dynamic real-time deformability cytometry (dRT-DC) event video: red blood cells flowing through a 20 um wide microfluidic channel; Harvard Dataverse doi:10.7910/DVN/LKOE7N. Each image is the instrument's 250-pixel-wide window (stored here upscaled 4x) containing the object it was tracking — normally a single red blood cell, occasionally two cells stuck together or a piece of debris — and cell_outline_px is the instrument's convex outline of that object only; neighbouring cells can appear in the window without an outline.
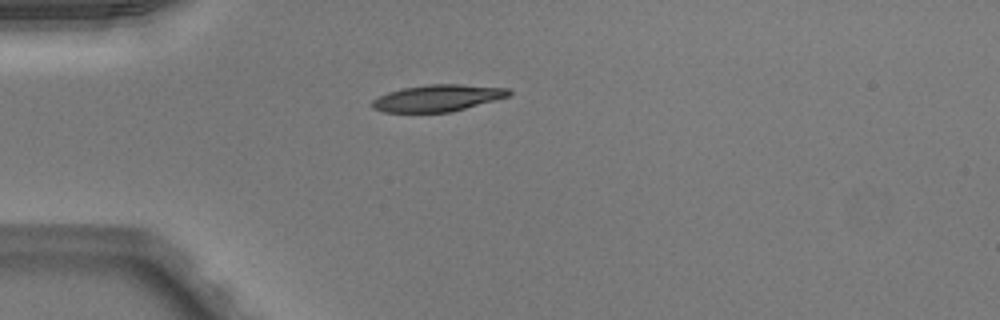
{"species": "Egyptian fruit bat (a non-hibernating species)", "species_latin": "Rousettus aegyptiacus", "temperature_condition": "warm", "stored_images_in_passage": 37, "camera_frame_rate_fps": 3000, "um_per_image_px": 0.085, "animal": {"sex": "male"}, "frame": {"image": 1, "passage_image": 1, "time_ms": 0.0, "image_size_px": [1000, 320], "cell_outline_px": [[512, 92], [508, 96], [496, 100], [452, 112], [384, 112], [372, 108], [372, 100], [388, 92], [404, 88], [428, 84], [460, 84], [508, 88]], "centroid_in_image_um": [37.22, 8.33], "position_along_channel_um": 47.8, "area_um2": 21.21}}
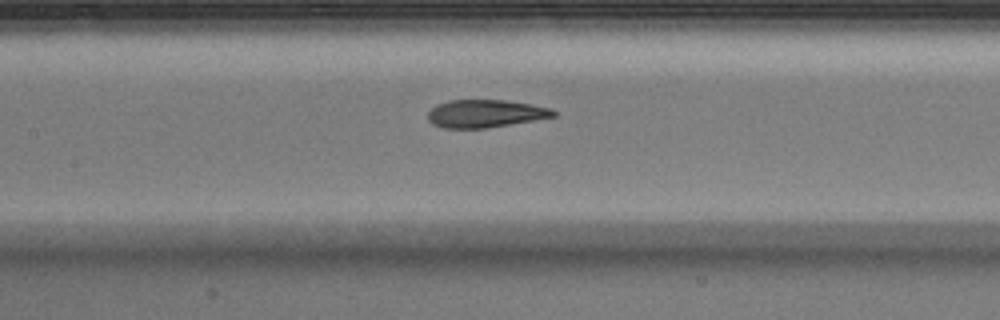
{"frame": {"image": 2, "passage_image": 11, "time_ms": 3.333, "image_size_px": [1000, 320], "cell_outline_px": [[556, 116], [484, 128], [444, 128], [432, 124], [428, 120], [428, 112], [436, 104], [448, 100], [504, 100], [532, 104], [552, 108], [556, 112]], "centroid_in_image_um": [41.22, 9.64], "position_along_channel_um": 166.2, "area_um2": 20.23}}
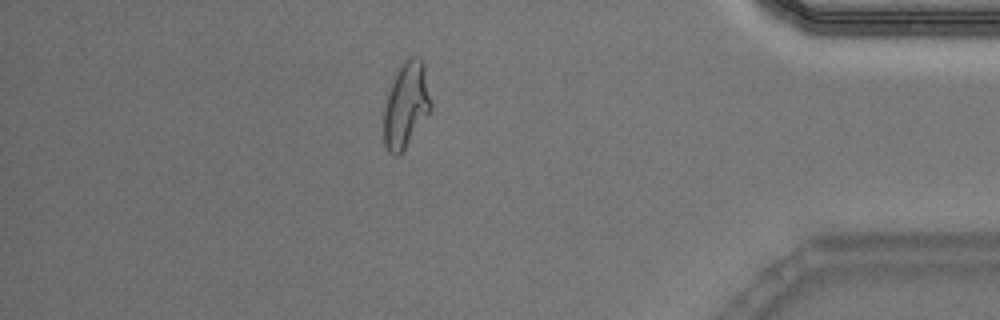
{"frame": {"image": 3, "passage_image": 31, "time_ms": 10.0, "image_size_px": [1000, 320], "cell_outline_px": [[432, 108], [404, 148], [396, 156], [392, 156], [388, 152], [384, 144], [384, 104], [392, 76], [400, 64], [408, 56], [420, 56], [424, 64], [432, 104]], "centroid_in_image_um": [34.5, 8.84], "position_along_channel_um": 400.7, "area_um2": 23.76}, "authors_computed_cell_mechanics": {"area_um2": 21.7906, "velocity_mm_per_s": 4.0323, "shape_relaxation_time_tau1_ms": 10.7907, "shape_relaxation_time_tau2_ms": 1.2245, "deformation_change_tau1": 0.3081, "deformation_change_tau2": 0.0791}}